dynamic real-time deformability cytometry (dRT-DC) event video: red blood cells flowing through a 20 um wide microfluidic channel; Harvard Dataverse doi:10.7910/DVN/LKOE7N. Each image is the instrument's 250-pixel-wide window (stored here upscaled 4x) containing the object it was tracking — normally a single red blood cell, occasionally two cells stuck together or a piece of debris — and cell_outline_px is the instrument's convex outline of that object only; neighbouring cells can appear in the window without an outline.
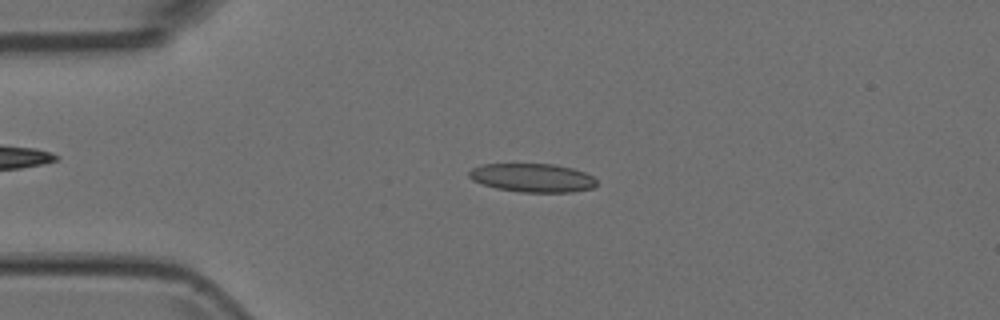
{"species": "Egyptian fruit bat (a non-hibernating species)", "species_latin": "Rousettus aegyptiacus", "temperature_condition": "room temperature", "stored_images_in_passage": 5, "camera_frame_rate_fps": 3000, "um_per_image_px": 0.085, "animal": {"sex": "female"}, "frame": {"image": 1, "passage_image": 4, "time_ms": 1.0, "image_size_px": [1000, 320], "cell_outline_px": [[596, 184], [592, 188], [572, 192], [520, 192], [496, 188], [472, 180], [468, 176], [468, 172], [472, 168], [480, 164], [556, 164], [572, 168], [584, 172], [592, 176], [596, 180]], "centroid_in_image_um": [45.24, 15.11], "position_along_channel_um": 39.8, "area_um2": 21.27}}